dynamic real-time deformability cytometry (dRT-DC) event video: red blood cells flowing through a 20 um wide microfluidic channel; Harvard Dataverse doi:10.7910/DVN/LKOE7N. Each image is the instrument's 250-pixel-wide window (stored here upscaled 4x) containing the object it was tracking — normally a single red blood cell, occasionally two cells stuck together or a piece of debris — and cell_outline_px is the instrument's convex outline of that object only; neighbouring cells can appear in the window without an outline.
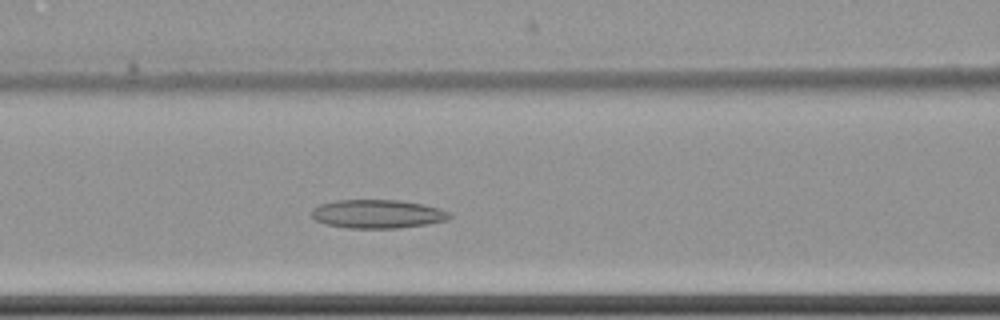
{"species": "common noctule bat (a hibernating species)", "species_latin": "Nyctalus noctula", "temperature_condition": "cold", "stored_images_in_passage": 53, "camera_frame_rate_fps": 3000, "um_per_image_px": 0.085, "animal": {"sex": "female", "body_mass_g": 22.7, "forearm_length_mm": 54.2}, "frame": {"image": 1, "passage_image": 19, "time_ms": 6.0, "image_size_px": [1000, 320], "cell_outline_px": [[452, 216], [448, 220], [424, 224], [396, 228], [348, 228], [324, 224], [316, 220], [312, 216], [312, 208], [320, 204], [336, 200], [400, 200], [440, 208], [448, 212]], "centroid_in_image_um": [32.06, 18.18], "position_along_channel_um": 134.5, "area_um2": 22.89}}
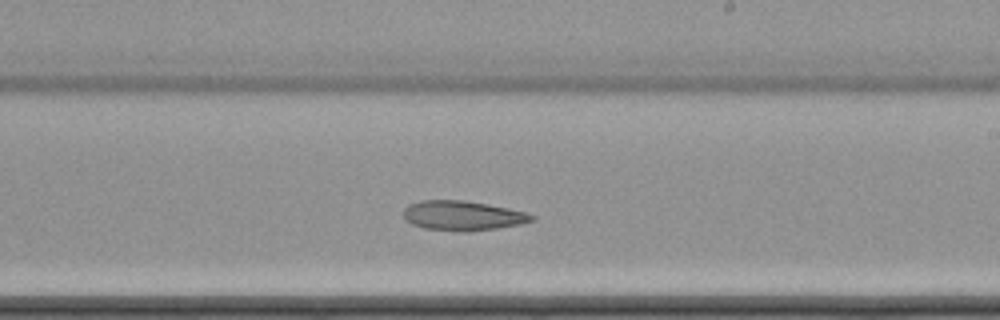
{"frame": {"image": 2, "passage_image": 29, "time_ms": 9.333, "image_size_px": [1000, 320], "cell_outline_px": [[536, 216], [532, 220], [520, 224], [496, 228], [468, 232], [424, 228], [412, 224], [404, 216], [404, 208], [408, 204], [420, 200], [464, 200], [488, 204], [508, 208], [524, 212]], "centroid_in_image_um": [39.31, 18.32], "position_along_channel_um": 249.7, "area_um2": 22.02}}
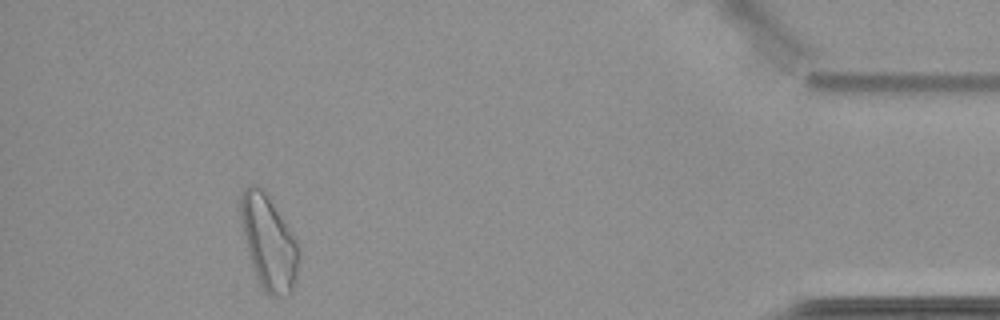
{"frame": {"image": 3, "passage_image": 48, "time_ms": 15.667, "image_size_px": [1000, 320], "cell_outline_px": [[300, 256], [296, 276], [292, 292], [288, 296], [272, 296], [264, 292], [252, 268], [248, 252], [240, 216], [240, 196], [252, 184], [256, 184], [264, 192], [292, 232], [300, 248]], "centroid_in_image_um": [22.86, 20.68], "position_along_channel_um": 412.3, "area_um2": 31.5}}